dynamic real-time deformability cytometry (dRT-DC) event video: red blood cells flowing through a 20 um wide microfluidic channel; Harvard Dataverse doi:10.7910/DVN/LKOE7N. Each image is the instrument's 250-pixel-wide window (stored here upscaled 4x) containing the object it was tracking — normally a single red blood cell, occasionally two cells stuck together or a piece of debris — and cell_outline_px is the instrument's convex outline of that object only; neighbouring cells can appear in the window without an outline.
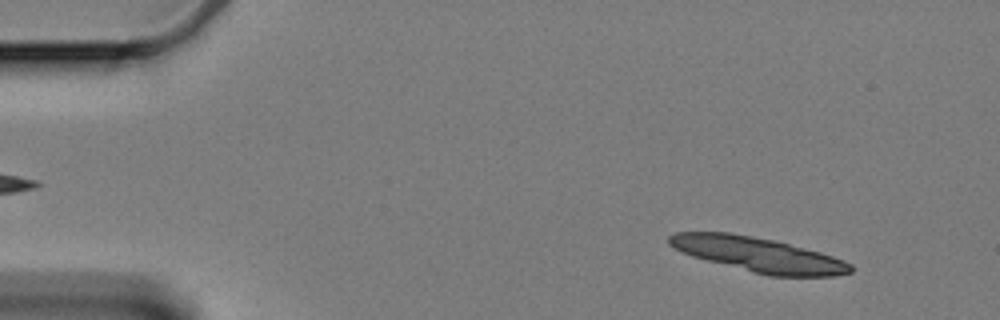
{"species": "Egyptian fruit bat (a non-hibernating species)", "species_latin": "Rousettus aegyptiacus", "temperature_condition": "cold", "stored_images_in_passage": 16, "camera_frame_rate_fps": 3000, "um_per_image_px": 0.085, "animal": {"sex": "female"}, "frame": {"image": 1, "passage_image": 5, "time_ms": 1.333, "image_size_px": [1000, 320], "cell_outline_px": [[852, 272], [832, 276], [768, 276], [752, 272], [692, 256], [672, 248], [668, 244], [668, 236], [676, 232], [728, 232], [752, 236], [772, 240], [820, 252], [844, 260], [852, 264]], "centroid_in_image_um": [64.43, 21.64], "position_along_channel_um": 20.6, "area_um2": 36.36}}